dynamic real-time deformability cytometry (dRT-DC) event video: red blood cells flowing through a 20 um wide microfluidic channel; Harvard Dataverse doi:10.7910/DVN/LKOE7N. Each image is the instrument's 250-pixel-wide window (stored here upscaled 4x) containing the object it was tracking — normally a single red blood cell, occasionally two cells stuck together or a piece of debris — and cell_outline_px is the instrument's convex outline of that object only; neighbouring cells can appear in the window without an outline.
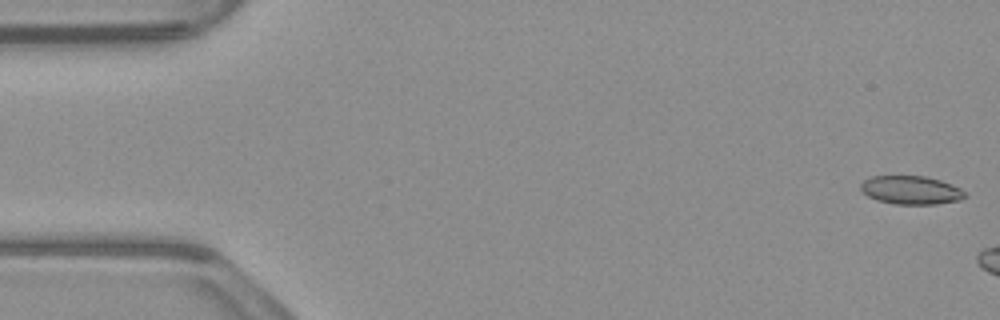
{"species": "common noctule bat (a hibernating species)", "species_latin": "Nyctalus noctula", "temperature_condition": "warm", "stored_images_in_passage": 6, "camera_frame_rate_fps": 3000, "um_per_image_px": 0.085, "animal": {"sex": "male", "body_mass_g": 23.1, "forearm_length_mm": 52.7}, "frame": {"image": 1, "passage_image": 1, "time_ms": 0.0, "image_size_px": [1000, 320], "cell_outline_px": [[968, 196], [960, 200], [936, 204], [896, 204], [876, 200], [868, 196], [860, 188], [860, 184], [864, 180], [872, 176], [924, 176], [940, 180], [952, 184], [960, 188]], "centroid_in_image_um": [77.44, 16.16], "position_along_channel_um": 7.6, "area_um2": 17.28}}